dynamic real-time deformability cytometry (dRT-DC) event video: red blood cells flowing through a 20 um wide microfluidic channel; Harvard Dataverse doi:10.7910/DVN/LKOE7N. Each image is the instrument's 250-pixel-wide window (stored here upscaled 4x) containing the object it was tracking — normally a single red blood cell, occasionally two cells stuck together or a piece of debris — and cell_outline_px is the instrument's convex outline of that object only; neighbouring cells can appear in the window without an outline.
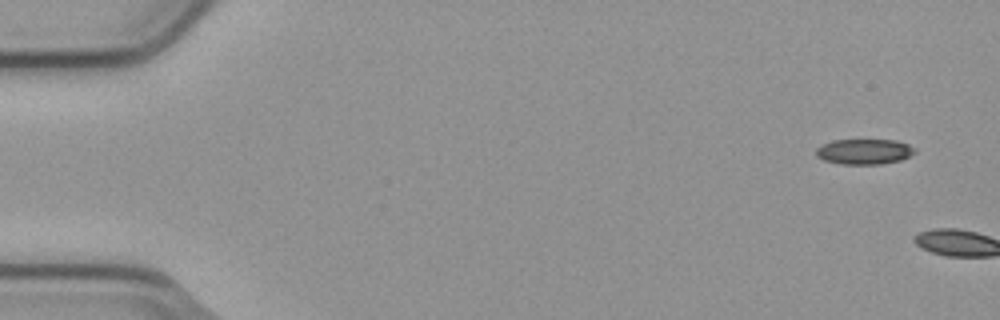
{"species": "common noctule bat (a hibernating species)", "species_latin": "Nyctalus noctula", "temperature_condition": "cold", "stored_images_in_passage": 2, "camera_frame_rate_fps": 3000, "um_per_image_px": 0.085, "animal": {"sex": "male", "body_mass_g": 23.1, "forearm_length_mm": 52.7}, "frame": {"image": 1, "passage_image": 1, "time_ms": 0.0, "image_size_px": [1000, 320], "cell_outline_px": [[916, 152], [900, 160], [880, 164], [840, 164], [824, 160], [816, 156], [816, 148], [832, 140], [896, 140], [908, 144], [916, 148]], "centroid_in_image_um": [73.46, 12.88], "position_along_channel_um": 11.5, "area_um2": 14.57}}